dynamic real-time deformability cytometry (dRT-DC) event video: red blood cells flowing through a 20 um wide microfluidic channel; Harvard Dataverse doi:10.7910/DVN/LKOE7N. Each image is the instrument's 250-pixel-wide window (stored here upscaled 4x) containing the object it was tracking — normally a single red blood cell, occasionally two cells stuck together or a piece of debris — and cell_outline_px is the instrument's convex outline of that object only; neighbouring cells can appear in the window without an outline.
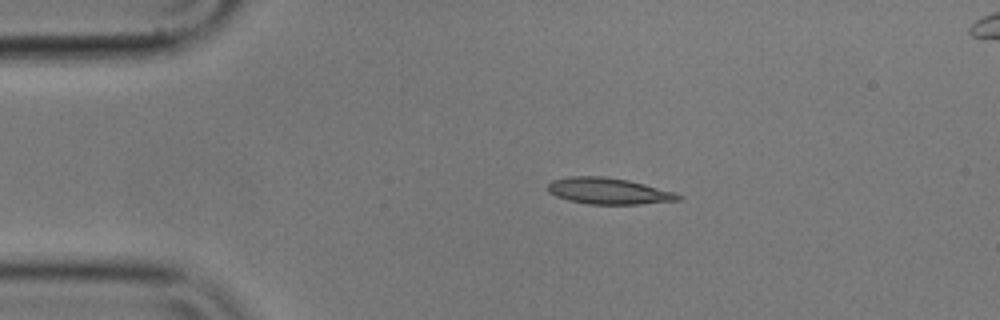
{"species": "common noctule bat (a hibernating species)", "species_latin": "Nyctalus noctula", "temperature_condition": "cold", "stored_images_in_passage": 2, "camera_frame_rate_fps": 3000, "um_per_image_px": 0.085, "animal": {"sex": "male", "body_mass_g": 17.9}, "frame": {"image": 1, "passage_image": 1, "time_ms": 0.0, "image_size_px": [1000, 320], "cell_outline_px": [[684, 196], [680, 200], [640, 204], [588, 204], [568, 200], [556, 196], [548, 192], [548, 184], [552, 180], [568, 176], [604, 176], [628, 180], [676, 192]], "centroid_in_image_um": [51.74, 16.23], "position_along_channel_um": 33.3, "area_um2": 20.11}}